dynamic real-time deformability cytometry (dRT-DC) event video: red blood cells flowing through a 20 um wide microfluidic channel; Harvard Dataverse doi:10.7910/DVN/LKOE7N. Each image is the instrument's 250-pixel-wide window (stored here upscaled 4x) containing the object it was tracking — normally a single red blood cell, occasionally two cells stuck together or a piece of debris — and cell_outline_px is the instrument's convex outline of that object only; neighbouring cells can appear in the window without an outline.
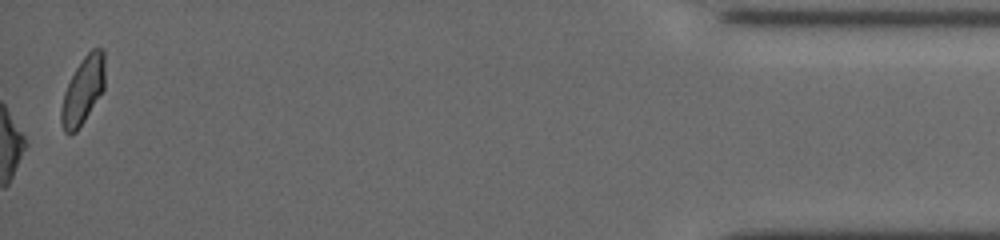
{"species": "common noctule bat (a hibernating species)", "species_latin": "Nyctalus noctula", "temperature_condition": "cold", "stored_images_in_passage": 42, "camera_frame_rate_fps": 3000, "um_per_image_px": 0.085, "animal": {"sex": "female", "body_mass_g": 19.5, "forearm_length_mm": 54.1}, "frame": {"image": 1, "passage_image": 42, "time_ms": 13.667, "image_size_px": [1000, 240], "cell_outline_px": [[104, 88], [84, 120], [76, 132], [68, 136], [64, 132], [60, 120], [60, 112], [64, 92], [76, 68], [84, 56], [92, 48], [104, 48]], "centroid_in_image_um": [7.04, 7.7], "position_along_channel_um": 428.2, "area_um2": 16.94}, "authors_computed_cell_mechanics": {"area_um2": 19.074, "velocity_mm_per_s": 3.7629, "shape_relaxation_time_tau1_ms": null, "shape_relaxation_time_tau2_ms": 7.76, "deformation_change_tau1": null, "deformation_change_tau2": 0.1834}}